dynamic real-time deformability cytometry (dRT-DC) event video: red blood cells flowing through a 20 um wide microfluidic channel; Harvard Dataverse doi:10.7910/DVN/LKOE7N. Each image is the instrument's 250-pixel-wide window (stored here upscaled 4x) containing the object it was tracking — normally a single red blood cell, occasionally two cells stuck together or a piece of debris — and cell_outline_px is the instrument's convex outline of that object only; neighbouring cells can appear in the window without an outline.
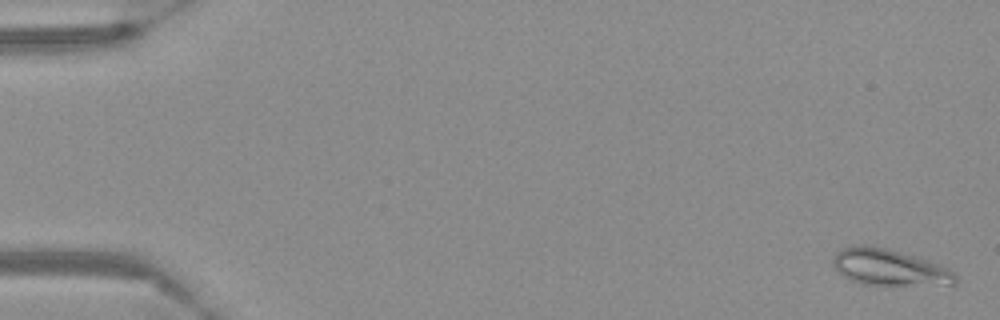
{"species": "Egyptian fruit bat (a non-hibernating species)", "species_latin": "Rousettus aegyptiacus", "temperature_condition": "warm", "stored_images_in_passage": 58, "camera_frame_rate_fps": 3000, "um_per_image_px": 0.085, "frame": {"image": 1, "passage_image": 2, "time_ms": 0.333, "image_size_px": [1000, 320], "cell_outline_px": [[956, 284], [864, 284], [852, 280], [844, 276], [832, 264], [832, 256], [836, 252], [844, 248], [860, 244], [872, 244], [940, 264], [948, 268], [956, 276]], "centroid_in_image_um": [75.54, 22.7], "position_along_channel_um": 9.5, "area_um2": 25.43}}
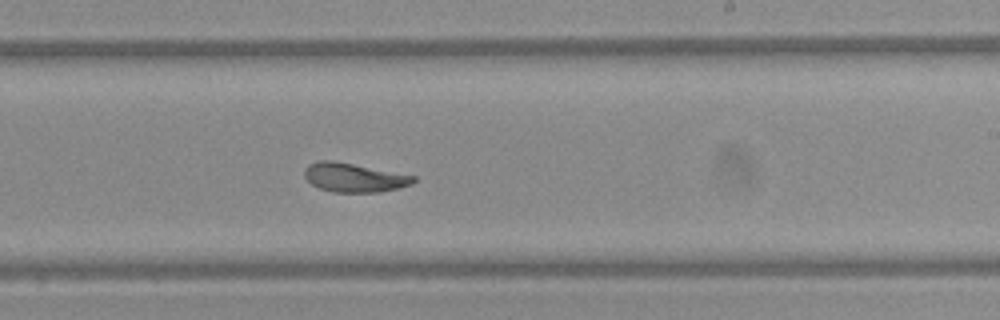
{"frame": {"image": 2, "passage_image": 36, "time_ms": 11.667, "image_size_px": [1000, 320], "cell_outline_px": [[416, 180], [412, 184], [400, 188], [380, 192], [332, 192], [320, 188], [312, 184], [304, 176], [304, 168], [308, 164], [320, 160], [332, 160], [416, 176]], "centroid_in_image_um": [30.09, 15.09], "position_along_channel_um": 258.9, "area_um2": 18.38}}
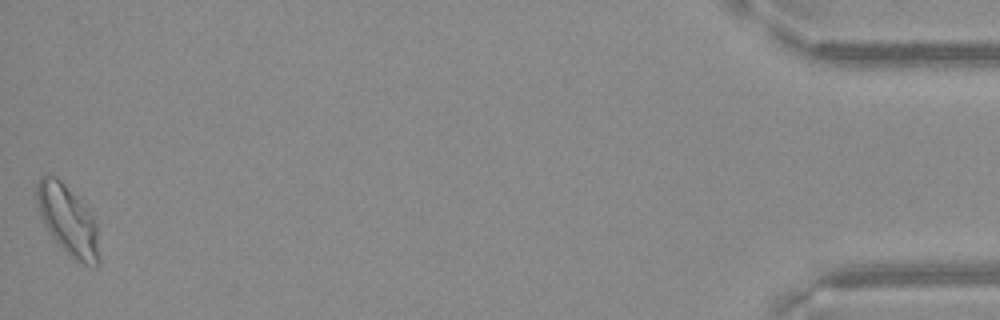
{"frame": {"image": 3, "passage_image": 58, "time_ms": 19.0, "image_size_px": [1000, 320], "cell_outline_px": [[100, 264], [96, 268], [84, 264], [76, 260], [52, 236], [44, 224], [40, 216], [36, 204], [36, 184], [40, 176], [56, 176], [64, 184], [92, 216], [96, 224], [100, 260]], "centroid_in_image_um": [5.76, 18.74], "position_along_channel_um": 429.4, "area_um2": 24.85}}